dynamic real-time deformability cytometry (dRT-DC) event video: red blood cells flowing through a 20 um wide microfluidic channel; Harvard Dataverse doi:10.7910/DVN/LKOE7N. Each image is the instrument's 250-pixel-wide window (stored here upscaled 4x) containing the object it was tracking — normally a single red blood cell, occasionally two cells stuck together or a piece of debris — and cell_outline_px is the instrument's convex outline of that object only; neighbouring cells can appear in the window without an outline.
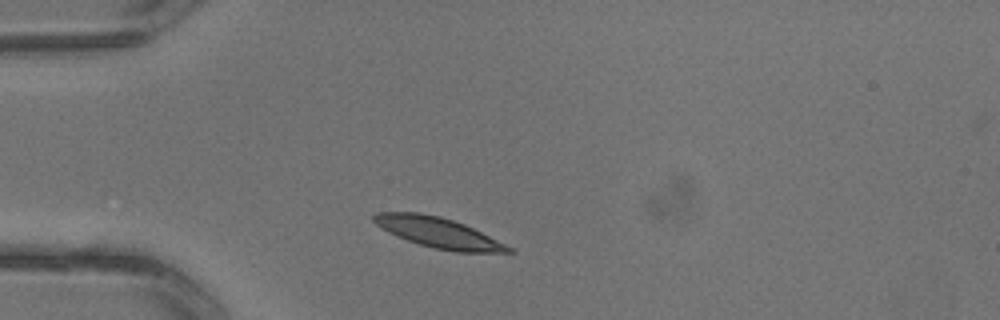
{"species": "common noctule bat (a hibernating species)", "species_latin": "Nyctalus noctula", "temperature_condition": "warm", "stored_images_in_passage": 1, "camera_frame_rate_fps": 3000, "um_per_image_px": 0.085, "animal": {"sex": "male", "body_mass_g": 13.3}, "frame": {"image": 1, "passage_image": 1, "time_ms": 0.0, "image_size_px": [1000, 320], "cell_outline_px": [[516, 252], [456, 252], [436, 248], [420, 244], [396, 236], [388, 232], [376, 224], [372, 220], [372, 216], [376, 212], [420, 212], [440, 216], [464, 224], [512, 248]], "centroid_in_image_um": [37.2, 19.75], "position_along_channel_um": 47.8, "area_um2": 23.41}}